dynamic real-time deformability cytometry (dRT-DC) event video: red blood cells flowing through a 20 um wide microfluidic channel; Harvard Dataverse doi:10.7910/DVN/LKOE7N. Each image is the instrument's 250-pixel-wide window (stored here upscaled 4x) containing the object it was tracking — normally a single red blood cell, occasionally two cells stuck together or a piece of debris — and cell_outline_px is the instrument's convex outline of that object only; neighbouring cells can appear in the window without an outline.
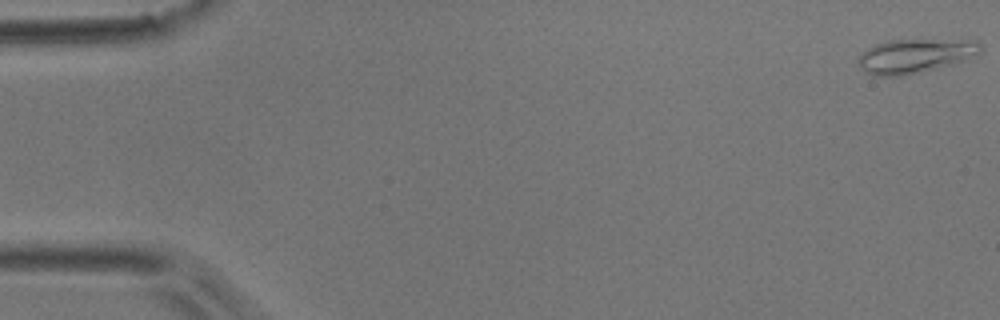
{"species": "common noctule bat (a hibernating species)", "species_latin": "Nyctalus noctula", "temperature_condition": "room temperature", "stored_images_in_passage": 52, "camera_frame_rate_fps": 3000, "um_per_image_px": 0.085, "animal": {"sex": "male", "body_mass_g": 17.9}, "frame": {"image": 1, "passage_image": 1, "time_ms": 0.0, "image_size_px": [1000, 320], "cell_outline_px": [[980, 52], [976, 56], [968, 60], [904, 76], [872, 76], [864, 72], [860, 68], [860, 52], [876, 44], [888, 40], [976, 40], [980, 44]], "centroid_in_image_um": [77.78, 4.76], "position_along_channel_um": 7.2, "area_um2": 24.39}}
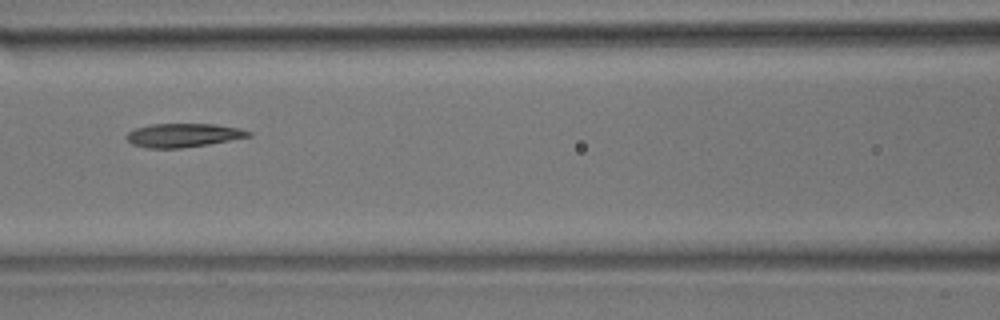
{"frame": {"image": 2, "passage_image": 23, "time_ms": 7.333, "image_size_px": [1000, 320], "cell_outline_px": [[252, 136], [208, 144], [180, 148], [144, 148], [132, 144], [124, 136], [128, 132], [136, 128], [152, 124], [216, 124], [240, 128], [252, 132]], "centroid_in_image_um": [15.57, 11.49], "position_along_channel_um": 151.0, "area_um2": 16.88}}
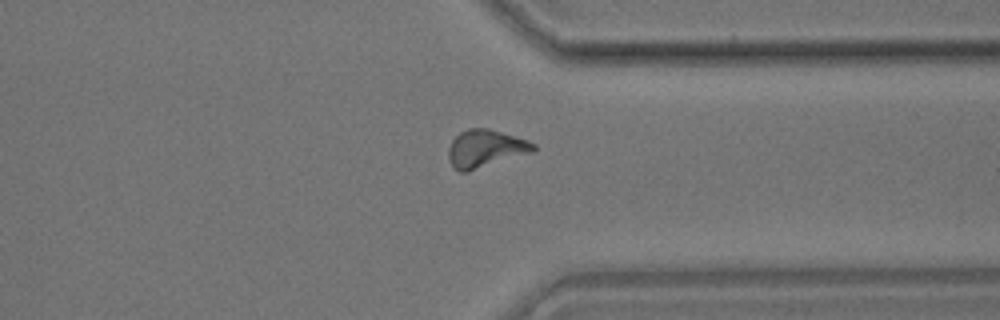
{"frame": {"image": 3, "passage_image": 40, "time_ms": 13.0, "image_size_px": [1000, 320], "cell_outline_px": [[536, 148], [532, 152], [464, 172], [460, 172], [448, 160], [448, 148], [452, 140], [460, 132], [468, 128], [488, 128], [528, 140], [536, 144]], "centroid_in_image_um": [41.25, 12.6], "position_along_channel_um": 370.2, "area_um2": 18.32}, "authors_computed_cell_mechanics": {"area_um2": 17.629, "velocity_mm_per_s": 3.9021, "shape_relaxation_time_tau1_ms": 11.1382, "shape_relaxation_time_tau2_ms": 4.6232, "deformation_change_tau1": 0.2324, "deformation_change_tau2": 0.143}}